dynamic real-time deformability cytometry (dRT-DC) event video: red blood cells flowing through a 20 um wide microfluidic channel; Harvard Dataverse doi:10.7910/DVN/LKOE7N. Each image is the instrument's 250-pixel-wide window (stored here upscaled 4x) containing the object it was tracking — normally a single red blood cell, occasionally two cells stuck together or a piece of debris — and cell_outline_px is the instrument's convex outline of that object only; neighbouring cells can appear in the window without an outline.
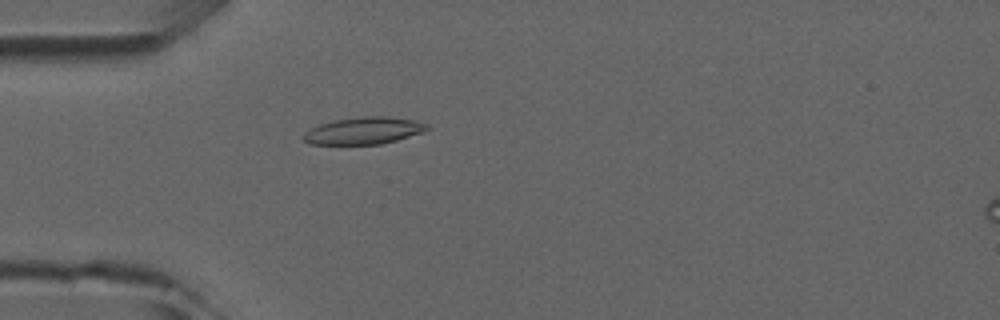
{"species": "common noctule bat (a hibernating species)", "species_latin": "Nyctalus noctula", "temperature_condition": "room temperature", "stored_images_in_passage": 1, "camera_frame_rate_fps": 3000, "um_per_image_px": 0.085, "animal": {"sex": "male", "forearm_length_mm": 52.5}, "frame": {"image": 1, "passage_image": 1, "time_ms": 0.0, "image_size_px": [1000, 320], "cell_outline_px": [[428, 128], [424, 132], [396, 140], [380, 144], [312, 144], [304, 140], [300, 136], [308, 128], [320, 124], [336, 120], [360, 116], [384, 116], [416, 120], [428, 124]], "centroid_in_image_um": [30.9, 11.1], "position_along_channel_um": 54.1, "area_um2": 19.54}}